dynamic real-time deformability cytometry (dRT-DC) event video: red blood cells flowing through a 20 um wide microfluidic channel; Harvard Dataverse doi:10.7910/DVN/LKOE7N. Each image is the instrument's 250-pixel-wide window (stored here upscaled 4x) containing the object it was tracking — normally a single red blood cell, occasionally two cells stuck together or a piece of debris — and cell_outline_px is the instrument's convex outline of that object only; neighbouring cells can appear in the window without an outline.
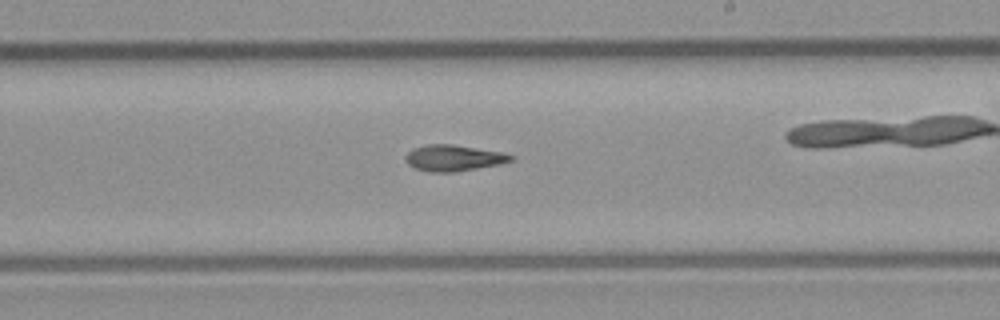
{"species": "common noctule bat (a hibernating species)", "species_latin": "Nyctalus noctula", "temperature_condition": "room temperature", "stored_images_in_passage": 36, "camera_frame_rate_fps": 3000, "um_per_image_px": 0.085, "animal": {"sex": "male", "body_mass_g": 23.1, "forearm_length_mm": 52.7}, "frame": {"image": 1, "passage_image": 16, "time_ms": 5.0, "image_size_px": [1000, 320], "cell_outline_px": [[516, 156], [512, 160], [500, 164], [456, 172], [428, 172], [416, 168], [408, 164], [404, 160], [404, 156], [412, 148], [428, 144], [452, 144], [504, 152]], "centroid_in_image_um": [38.55, 13.42], "position_along_channel_um": 250.4, "area_um2": 16.24}}
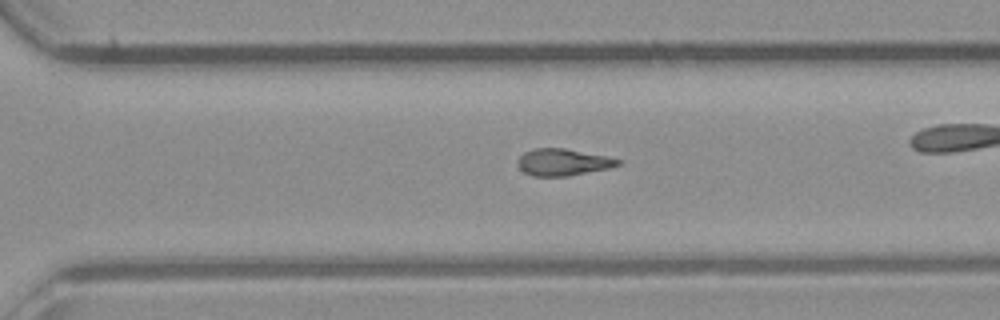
{"frame": {"image": 2, "passage_image": 21, "time_ms": 6.667, "image_size_px": [1000, 320], "cell_outline_px": [[624, 164], [608, 168], [568, 176], [532, 176], [524, 172], [516, 164], [516, 160], [524, 152], [532, 148], [564, 148], [624, 160]], "centroid_in_image_um": [47.84, 13.78], "position_along_channel_um": 322.8, "area_um2": 15.78}, "authors_computed_cell_mechanics": {"area_um2": 15.8083, "velocity_mm_per_s": 4.3654, "shape_relaxation_time_tau1_ms": null, "shape_relaxation_time_tau2_ms": 4.4059, "deformation_change_tau1": null, "deformation_change_tau2": 0.1511}}